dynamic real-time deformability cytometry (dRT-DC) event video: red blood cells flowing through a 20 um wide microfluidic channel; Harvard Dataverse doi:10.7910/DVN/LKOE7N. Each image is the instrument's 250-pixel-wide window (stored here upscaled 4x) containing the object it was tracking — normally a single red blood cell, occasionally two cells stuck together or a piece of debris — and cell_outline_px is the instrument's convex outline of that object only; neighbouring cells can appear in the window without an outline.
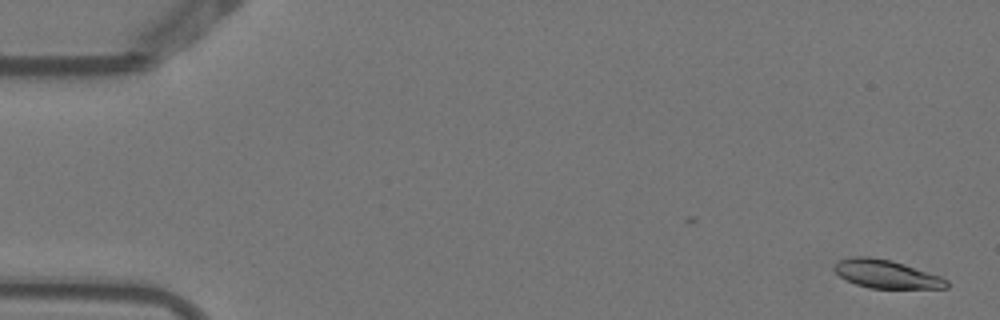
{"species": "Egyptian fruit bat (a non-hibernating species)", "species_latin": "Rousettus aegyptiacus", "temperature_condition": "warm", "stored_images_in_passage": 4, "camera_frame_rate_fps": 3000, "um_per_image_px": 0.085, "animal": {"sex": "female"}, "frame": {"image": 1, "passage_image": 1, "time_ms": 0.0, "image_size_px": [1000, 320], "cell_outline_px": [[948, 288], [868, 288], [856, 284], [840, 276], [832, 268], [840, 260], [856, 256], [868, 256], [892, 260], [940, 276], [948, 280]], "centroid_in_image_um": [75.34, 23.29], "position_along_channel_um": 9.7, "area_um2": 18.32}}